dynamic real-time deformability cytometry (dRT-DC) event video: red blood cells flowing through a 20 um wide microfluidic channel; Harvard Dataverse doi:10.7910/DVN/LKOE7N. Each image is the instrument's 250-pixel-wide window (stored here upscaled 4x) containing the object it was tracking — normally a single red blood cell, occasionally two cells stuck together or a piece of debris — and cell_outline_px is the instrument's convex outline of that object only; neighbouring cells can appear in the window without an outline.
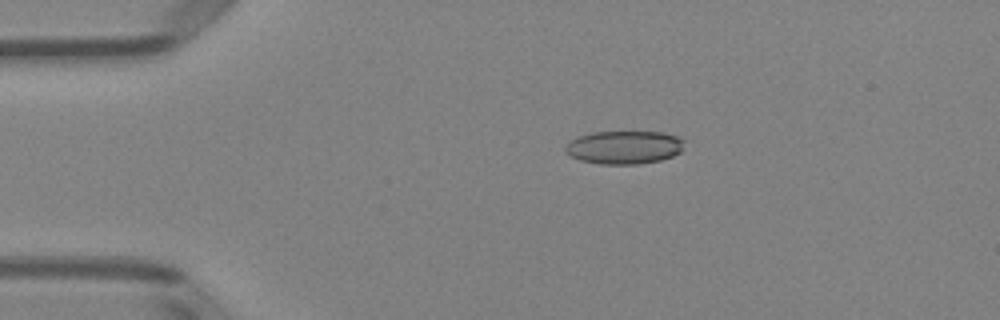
{"species": "Egyptian fruit bat (a non-hibernating species)", "species_latin": "Rousettus aegyptiacus", "temperature_condition": "room temperature", "stored_images_in_passage": 51, "camera_frame_rate_fps": 3000, "um_per_image_px": 0.085, "animal": {"sex": "female"}, "frame": {"image": 1, "passage_image": 10, "time_ms": 3.0, "image_size_px": [1000, 320], "cell_outline_px": [[684, 140], [680, 152], [672, 156], [660, 160], [636, 164], [600, 164], [580, 160], [564, 152], [564, 148], [572, 140], [580, 136], [592, 132], [660, 132], [676, 136]], "centroid_in_image_um": [53.04, 12.52], "position_along_channel_um": 32.0, "area_um2": 22.77}}
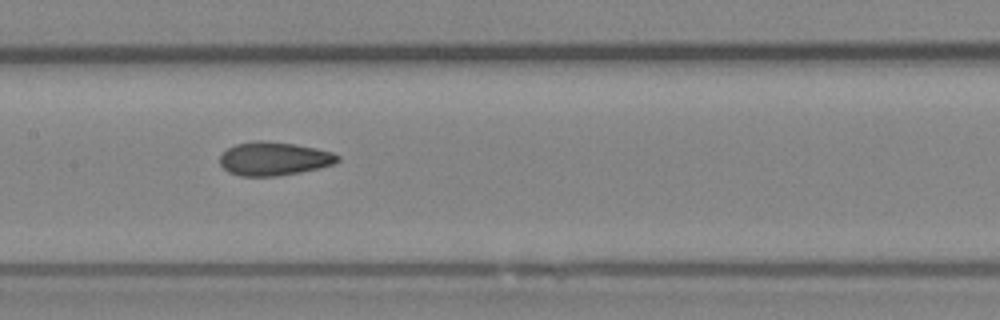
{"frame": {"image": 2, "passage_image": 25, "time_ms": 8.0, "image_size_px": [1000, 320], "cell_outline_px": [[340, 160], [332, 164], [300, 172], [276, 176], [240, 176], [228, 172], [220, 164], [220, 156], [228, 148], [236, 144], [256, 140], [260, 140], [296, 144], [316, 148], [332, 152], [340, 156]], "centroid_in_image_um": [23.27, 13.48], "position_along_channel_um": 184.1, "area_um2": 22.89}}
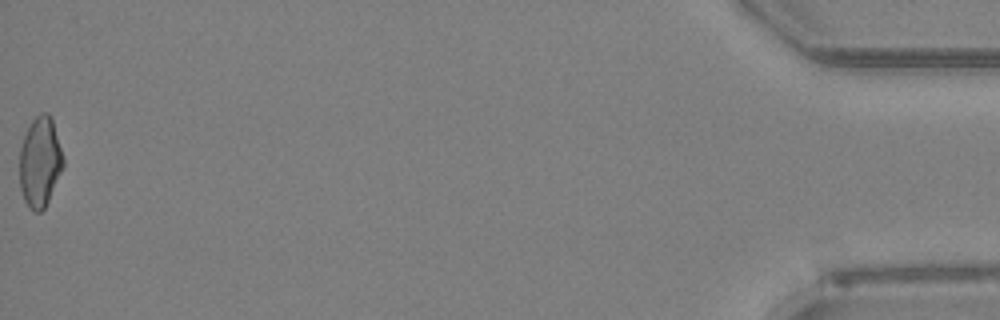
{"frame": {"image": 3, "passage_image": 51, "time_ms": 16.667, "image_size_px": [1000, 320], "cell_outline_px": [[64, 164], [48, 200], [44, 208], [40, 212], [32, 212], [28, 208], [24, 200], [20, 188], [20, 148], [24, 136], [32, 120], [40, 112], [48, 112], [52, 116], [64, 160]], "centroid_in_image_um": [3.39, 13.75], "position_along_channel_um": 431.8, "area_um2": 22.89}, "authors_computed_cell_mechanics": {"area_um2": 22.9466, "velocity_mm_per_s": 4.0034, "shape_relaxation_time_tau1_ms": null, "shape_relaxation_time_tau2_ms": 1.9181, "deformation_change_tau1": null, "deformation_change_tau2": 0.0859}}